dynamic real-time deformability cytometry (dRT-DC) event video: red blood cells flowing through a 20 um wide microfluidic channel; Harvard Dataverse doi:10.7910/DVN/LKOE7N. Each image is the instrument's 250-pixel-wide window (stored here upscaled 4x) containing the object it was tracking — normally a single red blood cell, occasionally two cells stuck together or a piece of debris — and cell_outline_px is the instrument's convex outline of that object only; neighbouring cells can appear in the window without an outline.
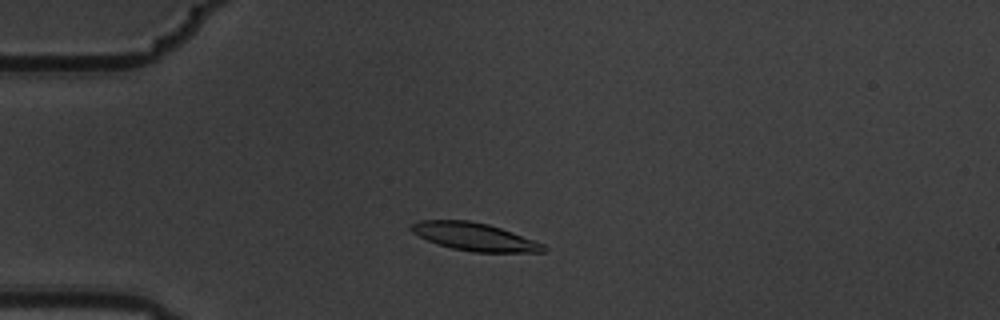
{"species": "common noctule bat (a hibernating species)", "species_latin": "Nyctalus noctula", "temperature_condition": "warm", "stored_images_in_passage": 5, "camera_frame_rate_fps": 3000, "um_per_image_px": 0.085, "animal": {"sex": "male", "body_mass_g": 19.5, "forearm_length_mm": 54.6}, "frame": {"image": 1, "passage_image": 2, "time_ms": 0.333, "image_size_px": [1000, 320], "cell_outline_px": [[548, 248], [544, 252], [472, 252], [452, 248], [428, 240], [412, 232], [408, 228], [408, 224], [420, 220], [468, 220], [488, 224], [512, 232], [544, 244]], "centroid_in_image_um": [40.31, 20.12], "position_along_channel_um": 44.7, "area_um2": 21.39}}
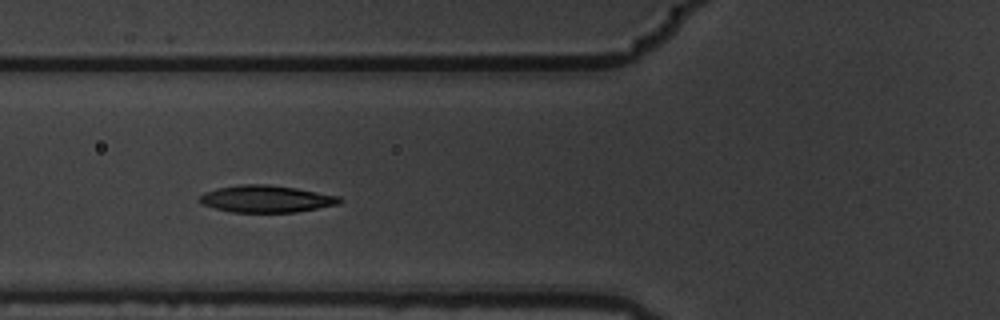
{"frame": {"image": 2, "passage_image": 4, "time_ms": 1.0, "image_size_px": [1000, 320], "cell_outline_px": [[344, 200], [340, 204], [296, 212], [232, 212], [216, 208], [204, 204], [200, 200], [200, 196], [216, 188], [240, 184], [268, 184], [296, 188], [340, 196]], "centroid_in_image_um": [22.7, 16.9], "position_along_channel_um": 103.1, "area_um2": 21.91}}
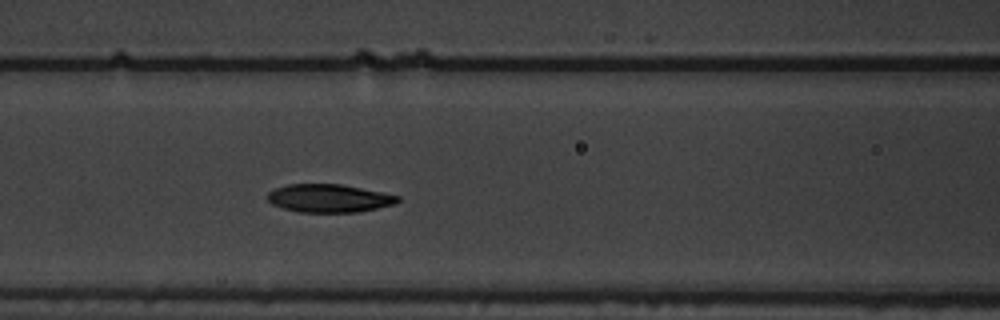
{"frame": {"image": 3, "passage_image": 5, "time_ms": 1.333, "image_size_px": [1000, 320], "cell_outline_px": [[400, 200], [396, 204], [356, 212], [300, 212], [284, 208], [272, 204], [268, 200], [268, 192], [276, 188], [288, 184], [340, 184], [400, 196]], "centroid_in_image_um": [27.97, 16.85], "position_along_channel_um": 138.6, "area_um2": 21.1}}